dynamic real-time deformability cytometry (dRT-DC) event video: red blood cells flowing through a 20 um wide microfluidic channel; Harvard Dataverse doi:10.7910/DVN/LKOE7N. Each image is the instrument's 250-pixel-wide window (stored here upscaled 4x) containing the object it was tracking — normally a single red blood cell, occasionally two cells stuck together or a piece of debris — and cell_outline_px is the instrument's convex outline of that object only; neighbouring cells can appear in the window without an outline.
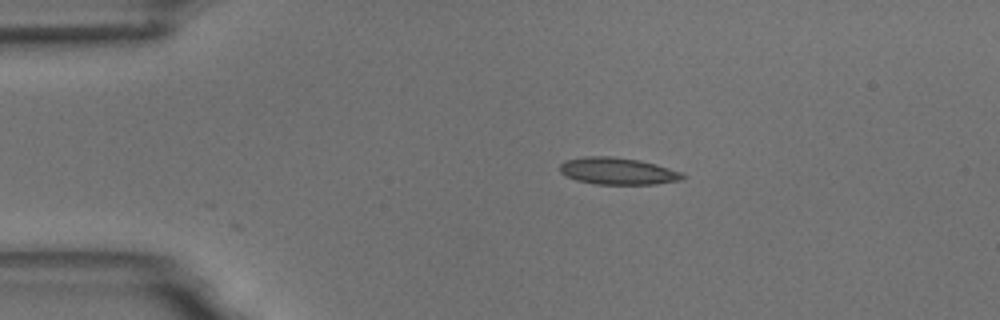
{"species": "common noctule bat (a hibernating species)", "species_latin": "Nyctalus noctula", "temperature_condition": "room temperature", "stored_images_in_passage": 27, "camera_frame_rate_fps": 3000, "um_per_image_px": 0.085, "animal": {"sex": "male", "body_mass_g": 18.8}, "frame": {"image": 1, "passage_image": 1, "time_ms": 0.0, "image_size_px": [1000, 320], "cell_outline_px": [[684, 176], [680, 180], [656, 184], [596, 184], [576, 180], [560, 172], [560, 164], [564, 160], [584, 156], [612, 156], [640, 160], [656, 164], [684, 172]], "centroid_in_image_um": [52.51, 14.53], "position_along_channel_um": 32.5, "area_um2": 19.36}}
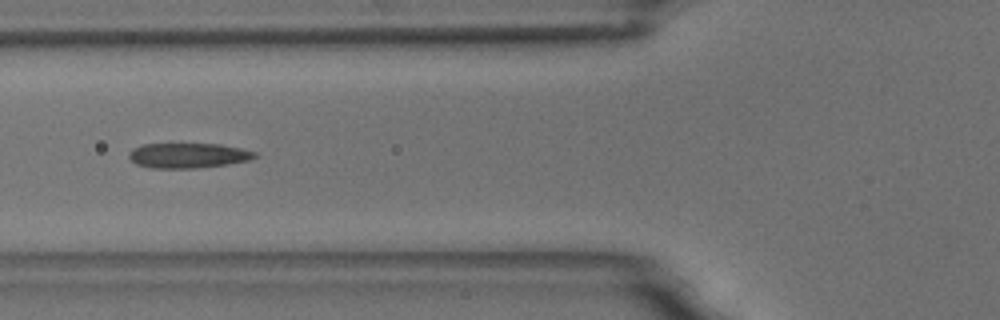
{"frame": {"image": 2, "passage_image": 11, "time_ms": 3.333, "image_size_px": [1000, 320], "cell_outline_px": [[260, 156], [248, 160], [228, 164], [196, 168], [152, 168], [136, 164], [128, 156], [128, 152], [132, 148], [144, 144], [220, 144], [240, 148], [256, 152]], "centroid_in_image_um": [15.99, 13.21], "position_along_channel_um": 109.8, "area_um2": 18.38}}
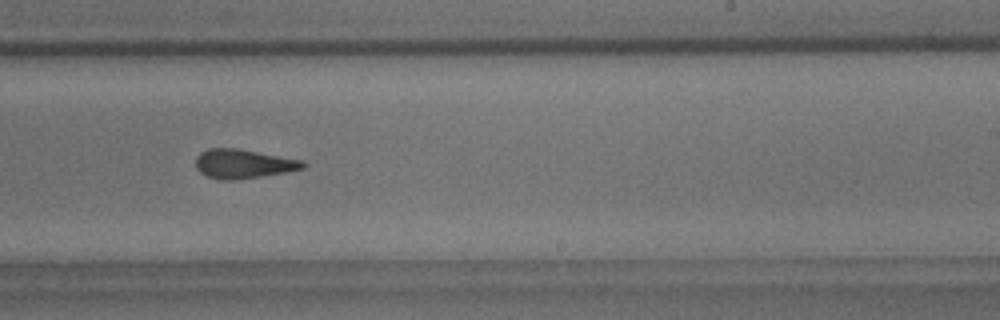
{"frame": {"image": 3, "passage_image": 24, "time_ms": 7.667, "image_size_px": [1000, 320], "cell_outline_px": [[308, 164], [304, 168], [284, 172], [260, 176], [232, 180], [220, 180], [208, 176], [200, 172], [196, 168], [196, 156], [200, 152], [208, 148], [236, 148], [304, 160]], "centroid_in_image_um": [20.68, 13.91], "position_along_channel_um": 268.3, "area_um2": 18.15}}